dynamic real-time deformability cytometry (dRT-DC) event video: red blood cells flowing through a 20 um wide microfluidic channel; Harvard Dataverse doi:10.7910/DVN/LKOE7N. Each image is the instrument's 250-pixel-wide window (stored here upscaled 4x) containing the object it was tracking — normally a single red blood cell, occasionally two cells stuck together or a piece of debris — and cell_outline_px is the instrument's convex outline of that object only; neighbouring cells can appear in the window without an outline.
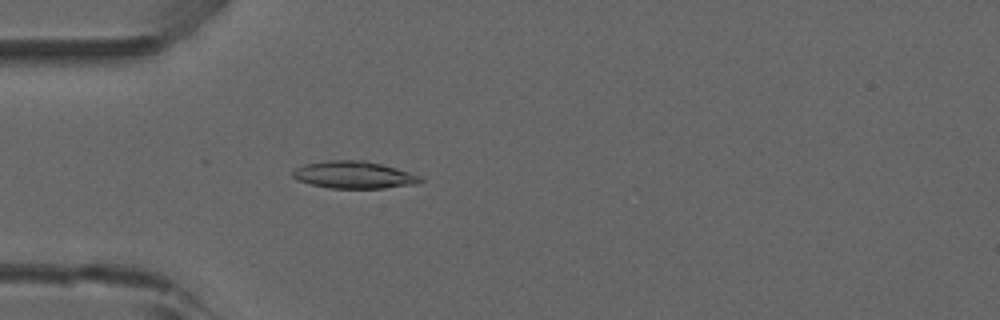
{"species": "common noctule bat (a hibernating species)", "species_latin": "Nyctalus noctula", "temperature_condition": "room temperature", "stored_images_in_passage": 41, "camera_frame_rate_fps": 3000, "um_per_image_px": 0.085, "animal": {"sex": "male", "forearm_length_mm": 52.5}, "frame": {"image": 1, "passage_image": 14, "time_ms": 4.333, "image_size_px": [1000, 320], "cell_outline_px": [[424, 180], [416, 184], [384, 188], [328, 188], [296, 180], [292, 176], [292, 172], [296, 168], [304, 164], [328, 160], [364, 160], [396, 168], [420, 176]], "centroid_in_image_um": [30.06, 14.86], "position_along_channel_um": 54.9, "area_um2": 20.17}}
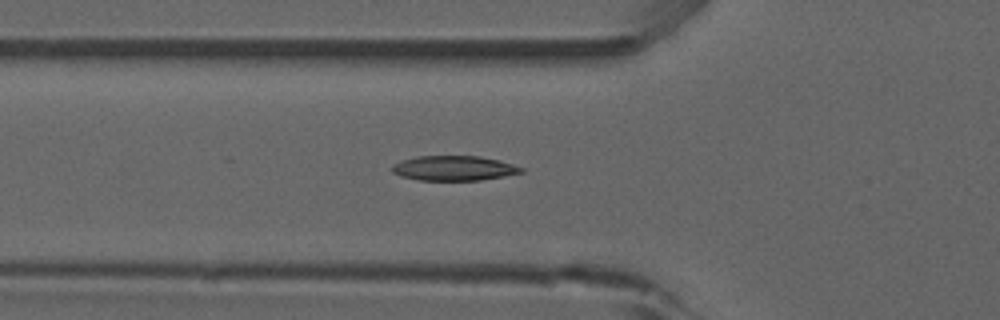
{"frame": {"image": 2, "passage_image": 17, "time_ms": 5.333, "image_size_px": [1000, 320], "cell_outline_px": [[524, 172], [504, 176], [480, 180], [420, 180], [400, 176], [392, 172], [392, 164], [400, 160], [416, 156], [480, 156], [500, 160], [524, 168]], "centroid_in_image_um": [38.57, 14.29], "position_along_channel_um": 87.2, "area_um2": 18.79}}
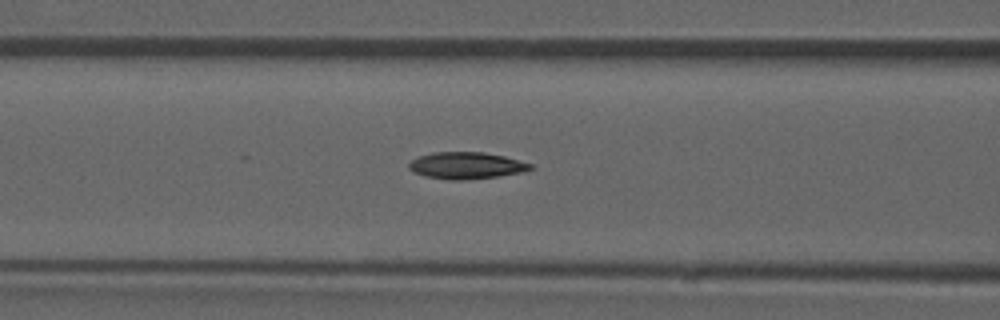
{"frame": {"image": 3, "passage_image": 20, "time_ms": 6.333, "image_size_px": [1000, 320], "cell_outline_px": [[532, 168], [524, 172], [500, 176], [464, 180], [448, 180], [424, 176], [408, 168], [408, 164], [416, 156], [432, 152], [484, 152], [504, 156], [532, 164]], "centroid_in_image_um": [39.62, 14.07], "position_along_channel_um": 127.0, "area_um2": 19.07}}